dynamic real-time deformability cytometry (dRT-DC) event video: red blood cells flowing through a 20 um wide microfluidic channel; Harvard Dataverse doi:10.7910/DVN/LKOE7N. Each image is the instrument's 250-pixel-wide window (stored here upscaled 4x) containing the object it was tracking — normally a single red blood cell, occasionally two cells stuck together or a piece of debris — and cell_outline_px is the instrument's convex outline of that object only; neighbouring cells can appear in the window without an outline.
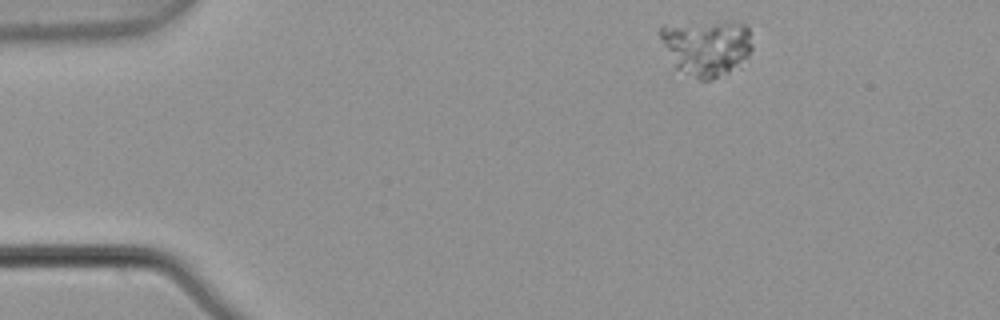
{"species": "common noctule bat (a hibernating species)", "species_latin": "Nyctalus noctula", "temperature_condition": "warm", "stored_images_in_passage": 5, "camera_frame_rate_fps": 3000, "um_per_image_px": 0.085, "animal": {"sex": "male", "body_mass_g": 21.5, "forearm_length_mm": 52.0}, "frame": {"image": 1, "passage_image": 1, "time_ms": 0.0, "image_size_px": [1000, 320], "cell_outline_px": [[752, 48], [748, 56], [740, 68], [708, 80], [700, 80], [676, 68], [660, 36], [660, 28], [664, 24], [728, 20], [732, 20], [744, 24], [748, 28], [752, 44]], "centroid_in_image_um": [60.11, 3.99], "position_along_channel_um": 24.9, "area_um2": 30.46}}